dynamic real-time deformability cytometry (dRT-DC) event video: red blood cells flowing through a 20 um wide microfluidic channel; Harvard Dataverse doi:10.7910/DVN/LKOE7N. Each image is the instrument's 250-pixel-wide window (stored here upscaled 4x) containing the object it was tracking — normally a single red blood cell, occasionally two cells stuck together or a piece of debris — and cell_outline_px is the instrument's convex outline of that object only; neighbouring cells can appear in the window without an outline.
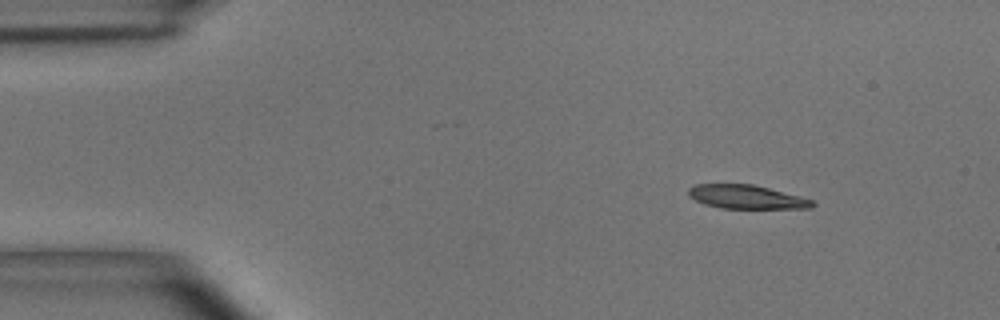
{"species": "common noctule bat (a hibernating species)", "species_latin": "Nyctalus noctula", "temperature_condition": "room temperature", "stored_images_in_passage": 6, "camera_frame_rate_fps": 3000, "um_per_image_px": 0.085, "animal": {"sex": "male", "body_mass_g": 15.6}, "frame": {"image": 1, "passage_image": 1, "time_ms": 0.0, "image_size_px": [1000, 320], "cell_outline_px": [[816, 204], [812, 208], [720, 208], [704, 204], [688, 196], [688, 188], [692, 184], [752, 184], [800, 196], [812, 200]], "centroid_in_image_um": [63.41, 16.73], "position_along_channel_um": 21.6, "area_um2": 17.11}}
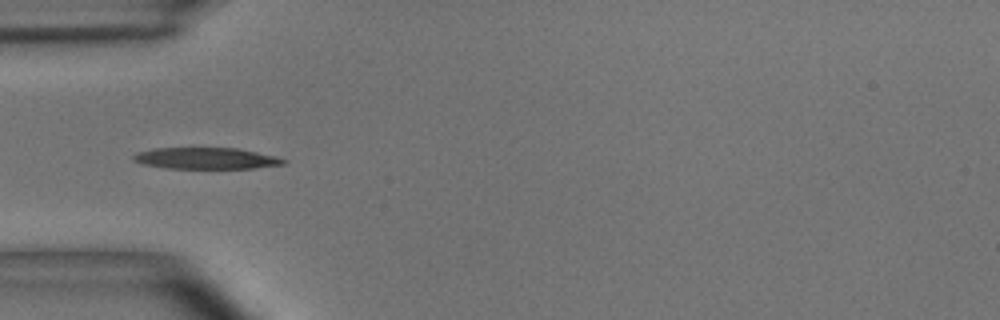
{"frame": {"image": 2, "passage_image": 4, "time_ms": 1.0, "image_size_px": [1000, 320], "cell_outline_px": [[288, 160], [284, 164], [256, 168], [164, 168], [144, 164], [132, 160], [132, 156], [136, 152], [152, 148], [236, 148], [276, 156]], "centroid_in_image_um": [17.49, 13.45], "position_along_channel_um": 67.5, "area_um2": 18.73}}
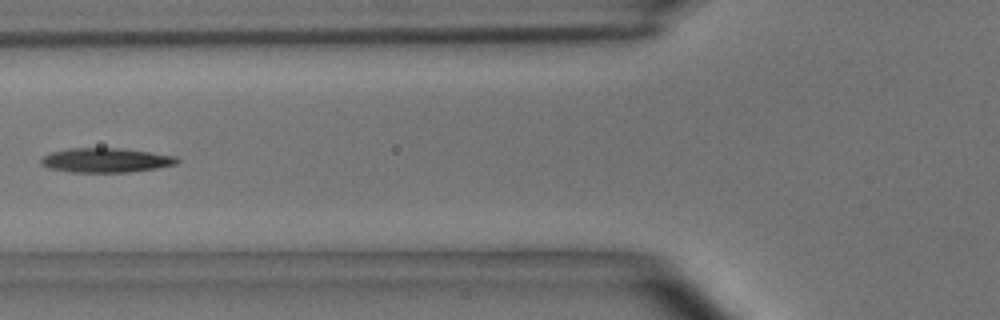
{"frame": {"image": 3, "passage_image": 5, "time_ms": 1.333, "image_size_px": [1000, 320], "cell_outline_px": [[180, 160], [176, 164], [156, 168], [128, 172], [72, 172], [48, 168], [40, 164], [40, 160], [48, 152], [68, 148], [120, 148], [176, 156]], "centroid_in_image_um": [8.95, 13.61], "position_along_channel_um": 116.9, "area_um2": 19.36}}